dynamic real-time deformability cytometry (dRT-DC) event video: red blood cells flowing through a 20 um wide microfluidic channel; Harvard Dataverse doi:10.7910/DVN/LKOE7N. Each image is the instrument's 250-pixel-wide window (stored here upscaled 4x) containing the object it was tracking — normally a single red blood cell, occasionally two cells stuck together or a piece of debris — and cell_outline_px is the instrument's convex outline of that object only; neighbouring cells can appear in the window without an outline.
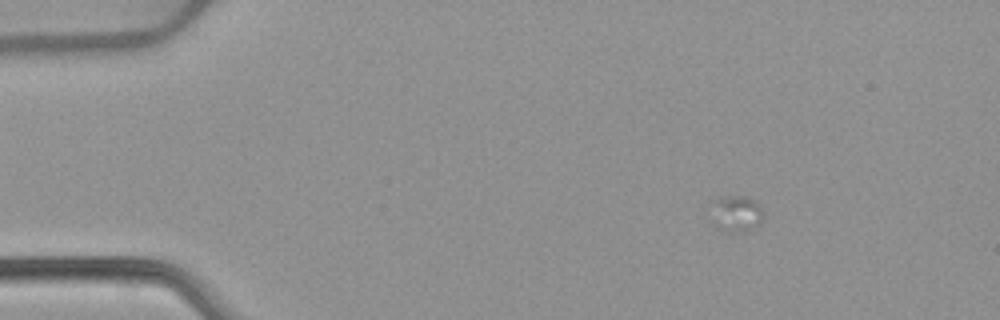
{"species": "common noctule bat (a hibernating species)", "species_latin": "Nyctalus noctula", "temperature_condition": "warm", "stored_images_in_passage": 16, "camera_frame_rate_fps": 3000, "um_per_image_px": 0.085, "animal": {"sex": "female", "body_mass_g": 22.7, "forearm_length_mm": 54.2}, "frame": {"image": 1, "passage_image": 5, "time_ms": 1.333, "image_size_px": [1000, 320], "cell_outline_px": [[764, 220], [756, 228], [748, 232], [728, 232], [716, 228], [712, 224], [716, 200], [720, 196], [748, 196], [756, 200], [760, 204], [764, 212]], "centroid_in_image_um": [62.68, 18.19], "position_along_channel_um": 22.3, "area_um2": 11.44}}